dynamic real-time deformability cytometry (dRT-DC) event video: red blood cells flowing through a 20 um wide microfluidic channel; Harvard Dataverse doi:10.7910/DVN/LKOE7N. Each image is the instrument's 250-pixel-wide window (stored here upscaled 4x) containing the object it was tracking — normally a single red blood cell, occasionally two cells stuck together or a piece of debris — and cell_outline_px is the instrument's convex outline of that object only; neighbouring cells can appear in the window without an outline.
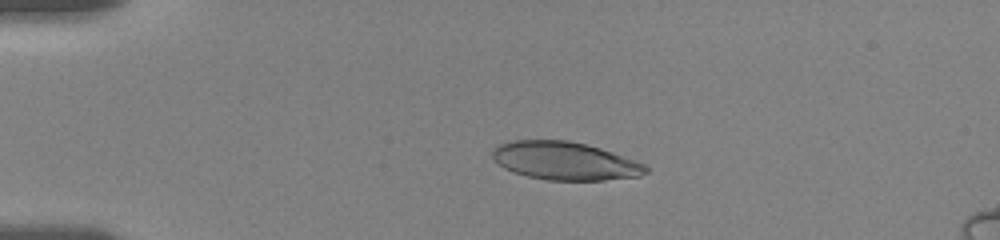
{"species": "human", "species_latin": "Homo sapiens", "temperature_condition": "room temperature", "stored_images_in_passage": 85, "camera_frame_rate_fps": 3000, "um_per_image_px": 0.085, "donor": {"sex": "female"}, "frame": {"image": 1, "passage_image": 16, "time_ms": 3.333, "image_size_px": [1000, 240], "cell_outline_px": [[648, 172], [640, 176], [604, 180], [548, 180], [528, 176], [512, 172], [504, 168], [492, 156], [492, 152], [496, 144], [512, 140], [568, 140], [600, 148], [636, 160], [644, 164], [648, 168]], "centroid_in_image_um": [48.01, 13.67], "position_along_channel_um": 37.0, "area_um2": 34.04}}
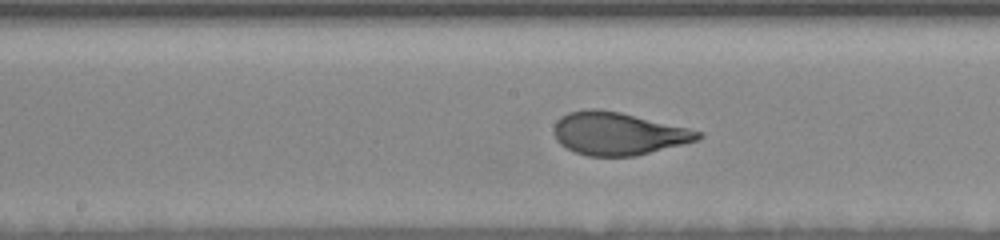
{"frame": {"image": 2, "passage_image": 40, "time_ms": 9.0, "image_size_px": [1000, 240], "cell_outline_px": [[704, 136], [700, 140], [636, 156], [588, 156], [576, 152], [560, 144], [556, 140], [552, 132], [556, 120], [560, 116], [568, 112], [588, 108], [596, 108], [620, 112], [688, 128], [704, 132]], "centroid_in_image_um": [52.54, 11.35], "position_along_channel_um": 195.7, "area_um2": 36.18}}
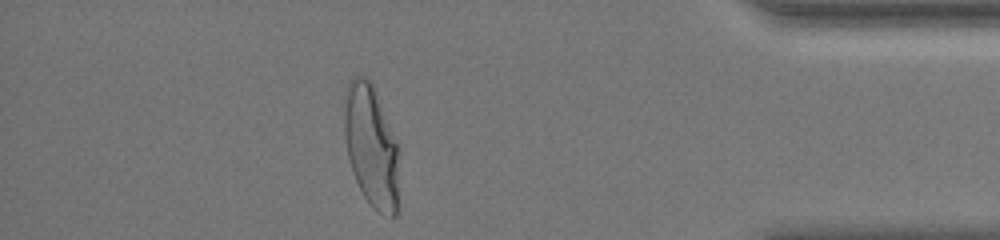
{"frame": {"image": 3, "passage_image": 76, "time_ms": 15.667, "image_size_px": [1000, 240], "cell_outline_px": [[400, 208], [396, 216], [392, 216], [376, 212], [372, 208], [364, 196], [356, 180], [348, 156], [344, 136], [344, 92], [348, 80], [352, 76], [364, 76], [372, 84], [380, 100], [400, 144]], "centroid_in_image_um": [31.62, 12.46], "position_along_channel_um": 403.6, "area_um2": 40.75}, "authors_computed_cell_mechanics": {"area_um2": 36.1828, "velocity_mm_per_s": 3.6179, "shape_relaxation_time_tau1_ms": 4.4217, "shape_relaxation_time_tau2_ms": null, "deformation_change_tau1": 0.2122, "deformation_change_tau2": null}}